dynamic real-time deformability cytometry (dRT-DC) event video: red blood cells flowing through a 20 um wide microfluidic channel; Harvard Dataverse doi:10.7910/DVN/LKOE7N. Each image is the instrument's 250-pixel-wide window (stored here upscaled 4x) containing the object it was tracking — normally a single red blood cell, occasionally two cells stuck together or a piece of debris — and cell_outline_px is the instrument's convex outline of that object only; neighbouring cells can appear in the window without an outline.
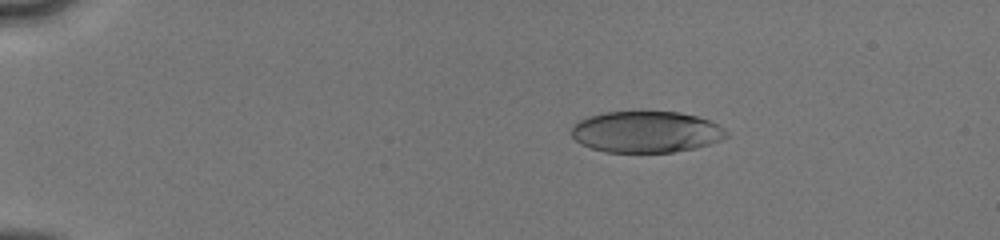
{"species": "human", "species_latin": "Homo sapiens", "temperature_condition": "cold", "stored_images_in_passage": 17, "camera_frame_rate_fps": 3000, "um_per_image_px": 0.085, "donor": {"sex": "male"}, "frame": {"image": 1, "passage_image": 7, "time_ms": 2.667, "image_size_px": [1000, 240], "cell_outline_px": [[728, 136], [720, 140], [696, 148], [672, 152], [604, 152], [580, 144], [572, 136], [572, 128], [580, 120], [588, 116], [604, 112], [680, 112], [712, 120], [724, 128], [728, 132]], "centroid_in_image_um": [54.95, 11.21], "position_along_channel_um": 30.1, "area_um2": 37.4}}
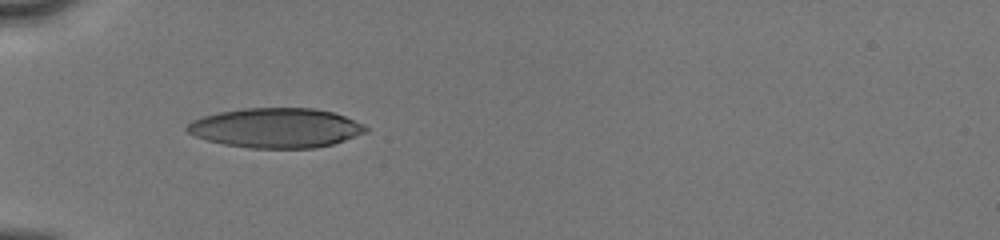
{"frame": {"image": 2, "passage_image": 14, "time_ms": 5.333, "image_size_px": [1000, 240], "cell_outline_px": [[368, 132], [332, 144], [316, 148], [252, 148], [224, 144], [208, 140], [196, 136], [188, 132], [184, 128], [192, 120], [204, 116], [220, 112], [244, 108], [312, 108], [332, 112], [344, 116], [364, 124], [368, 128]], "centroid_in_image_um": [23.47, 10.87], "position_along_channel_um": 61.5, "area_um2": 41.15}}
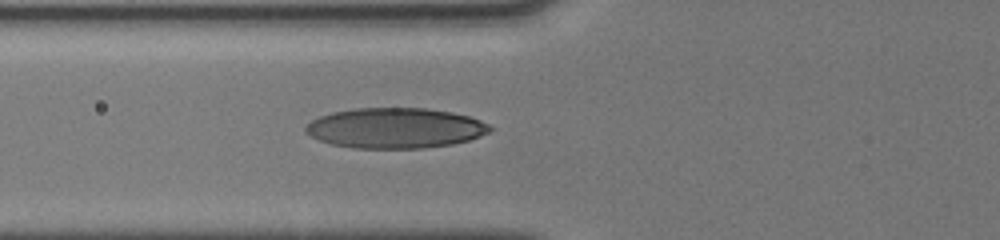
{"frame": {"image": 3, "passage_image": 17, "time_ms": 6.333, "image_size_px": [1000, 240], "cell_outline_px": [[492, 128], [488, 132], [480, 136], [468, 140], [452, 144], [424, 148], [352, 148], [332, 144], [320, 140], [304, 132], [304, 128], [312, 120], [320, 116], [332, 112], [356, 108], [424, 108], [452, 112], [468, 116], [480, 120], [488, 124]], "centroid_in_image_um": [33.58, 10.88], "position_along_channel_um": 92.2, "area_um2": 43.18}}